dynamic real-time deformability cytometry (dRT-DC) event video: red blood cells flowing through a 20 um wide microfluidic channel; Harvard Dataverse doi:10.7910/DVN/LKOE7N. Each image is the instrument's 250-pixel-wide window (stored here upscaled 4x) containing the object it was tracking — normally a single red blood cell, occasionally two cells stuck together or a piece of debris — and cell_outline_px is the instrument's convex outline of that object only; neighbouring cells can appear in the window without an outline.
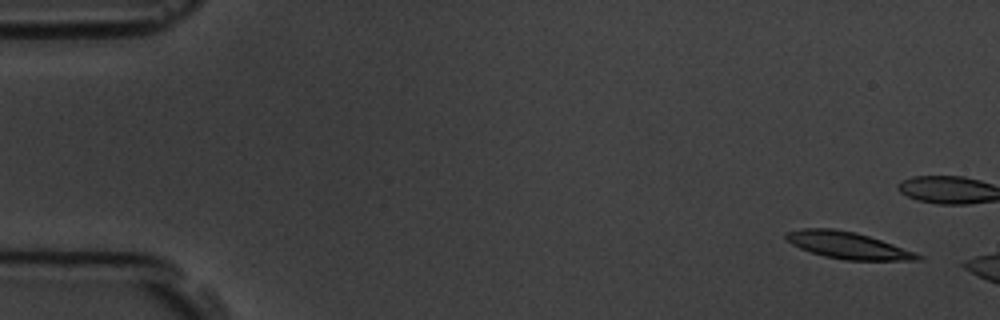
{"species": "common noctule bat (a hibernating species)", "species_latin": "Nyctalus noctula", "temperature_condition": "room temperature", "stored_images_in_passage": 3, "camera_frame_rate_fps": 3000, "um_per_image_px": 0.085, "animal": {"sex": "male", "body_mass_g": 19.5, "forearm_length_mm": 54.6}, "frame": {"image": 1, "passage_image": 1, "time_ms": 0.0, "image_size_px": [1000, 320], "cell_outline_px": [[924, 256], [920, 260], [844, 260], [824, 256], [800, 248], [792, 244], [784, 236], [784, 232], [804, 228], [832, 228], [856, 232], [916, 252]], "centroid_in_image_um": [72.05, 20.85], "position_along_channel_um": 12.9, "area_um2": 20.46}}